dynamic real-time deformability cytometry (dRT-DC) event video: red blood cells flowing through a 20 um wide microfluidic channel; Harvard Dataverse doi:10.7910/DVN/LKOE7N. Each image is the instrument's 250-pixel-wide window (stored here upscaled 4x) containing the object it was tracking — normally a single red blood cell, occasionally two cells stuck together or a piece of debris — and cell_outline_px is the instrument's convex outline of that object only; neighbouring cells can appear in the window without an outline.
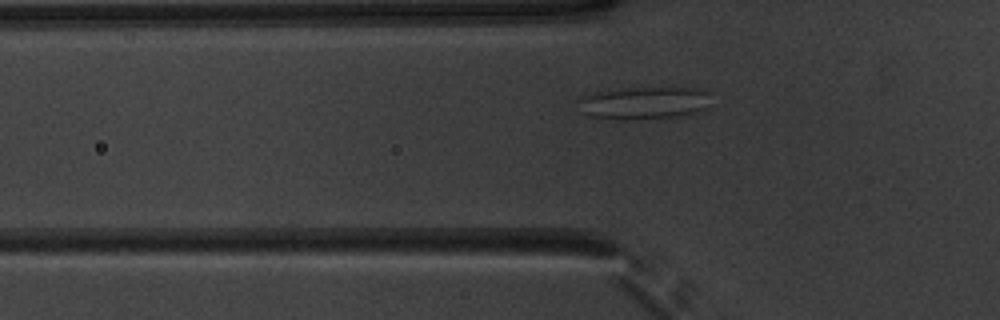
{"species": "common noctule bat (a hibernating species)", "species_latin": "Nyctalus noctula", "temperature_condition": "warm", "stored_images_in_passage": 39, "camera_frame_rate_fps": 3000, "um_per_image_px": 0.085, "animal": {"sex": "male", "body_mass_g": 20.1, "forearm_length_mm": 53.5}, "frame": {"image": 1, "passage_image": 8, "time_ms": 2.333, "image_size_px": [1000, 320], "cell_outline_px": [[712, 92], [708, 108], [696, 112], [676, 116], [600, 120], [588, 116], [576, 100], [584, 96], [596, 92], [628, 88], [700, 88]], "centroid_in_image_um": [54.78, 8.74], "position_along_channel_um": 71.0, "area_um2": 25.09}}
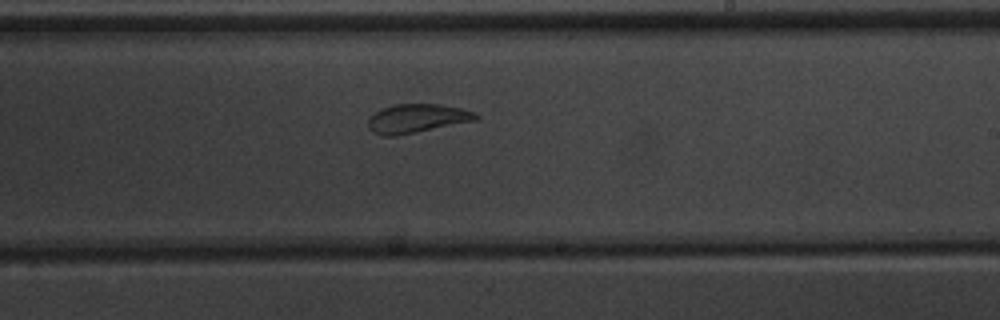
{"frame": {"image": 2, "passage_image": 22, "time_ms": 7.0, "image_size_px": [1000, 320], "cell_outline_px": [[480, 120], [396, 136], [384, 136], [372, 132], [368, 128], [368, 120], [380, 108], [396, 104], [440, 104], [460, 108], [476, 112], [480, 116]], "centroid_in_image_um": [35.48, 10.07], "position_along_channel_um": 253.5, "area_um2": 18.32}}
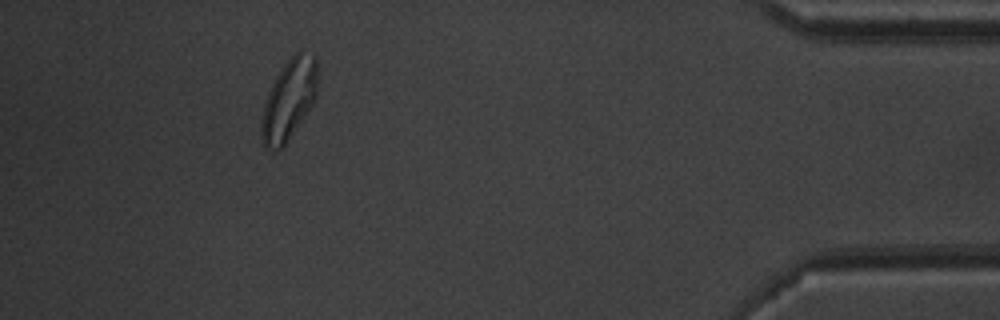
{"frame": {"image": 3, "passage_image": 38, "time_ms": 12.333, "image_size_px": [1000, 320], "cell_outline_px": [[316, 100], [284, 144], [276, 152], [264, 148], [260, 140], [260, 128], [264, 104], [268, 92], [276, 76], [284, 64], [300, 48], [316, 56]], "centroid_in_image_um": [24.53, 8.47], "position_along_channel_um": 410.7, "area_um2": 26.36}}